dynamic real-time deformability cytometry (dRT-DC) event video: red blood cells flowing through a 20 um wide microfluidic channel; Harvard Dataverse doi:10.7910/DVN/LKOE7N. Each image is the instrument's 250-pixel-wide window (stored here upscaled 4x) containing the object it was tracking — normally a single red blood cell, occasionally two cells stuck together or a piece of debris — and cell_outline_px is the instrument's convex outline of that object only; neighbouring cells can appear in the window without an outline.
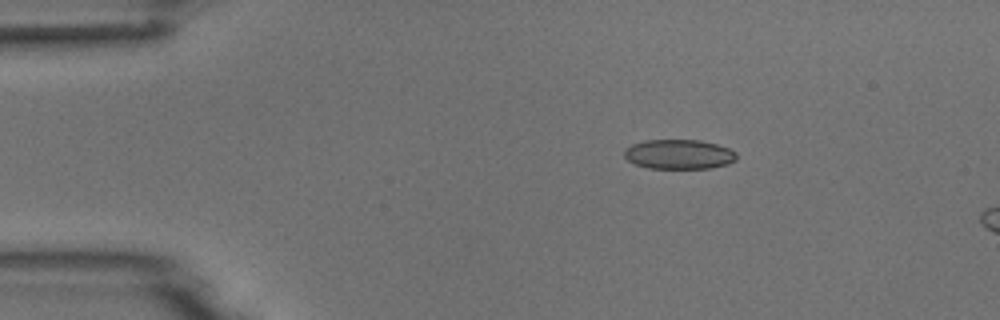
{"species": "common noctule bat (a hibernating species)", "species_latin": "Nyctalus noctula", "temperature_condition": "room temperature", "stored_images_in_passage": 4, "camera_frame_rate_fps": 3000, "um_per_image_px": 0.085, "animal": {"sex": "male", "body_mass_g": 18.8}, "frame": {"image": 1, "passage_image": 2, "time_ms": 1.0, "image_size_px": [1000, 320], "cell_outline_px": [[736, 160], [728, 164], [712, 168], [648, 168], [636, 164], [628, 160], [624, 156], [624, 148], [632, 144], [644, 140], [700, 140], [716, 144], [728, 148], [736, 152]], "centroid_in_image_um": [57.7, 13.11], "position_along_channel_um": 27.3, "area_um2": 19.42}}